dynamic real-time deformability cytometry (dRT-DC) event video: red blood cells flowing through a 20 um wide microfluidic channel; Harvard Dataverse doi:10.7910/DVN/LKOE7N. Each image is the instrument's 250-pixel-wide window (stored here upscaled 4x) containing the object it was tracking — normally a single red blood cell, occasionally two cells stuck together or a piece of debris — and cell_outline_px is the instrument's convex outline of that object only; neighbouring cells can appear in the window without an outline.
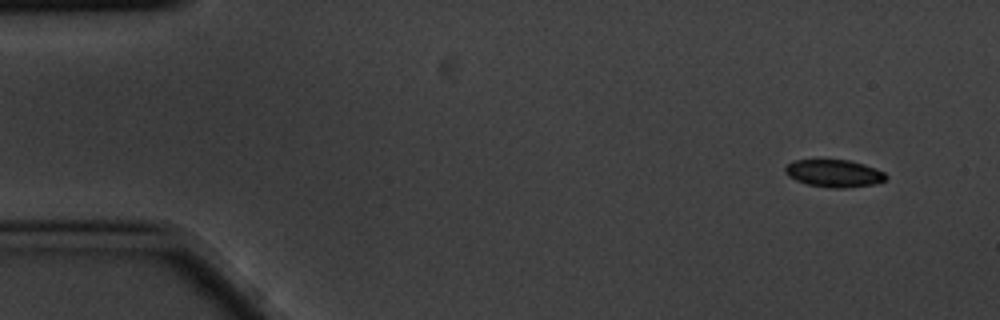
{"species": "common noctule bat (a hibernating species)", "species_latin": "Nyctalus noctula", "temperature_condition": "cold", "stored_images_in_passage": 6, "segment_of_instrument_passage": [2, 2], "camera_frame_rate_fps": 3000, "um_per_image_px": 0.085, "animal": {"sex": "male", "body_mass_g": 20.1, "forearm_length_mm": 53.5}, "frame": {"image": 1, "passage_image": 6, "time_ms": 1.667, "image_size_px": [1000, 320], "cell_outline_px": [[888, 176], [884, 180], [872, 184], [844, 188], [832, 188], [808, 184], [796, 180], [788, 176], [784, 172], [784, 168], [788, 164], [796, 160], [848, 160], [864, 164], [884, 172]], "centroid_in_image_um": [70.88, 14.73], "position_along_channel_um": 14.1, "area_um2": 15.9}}